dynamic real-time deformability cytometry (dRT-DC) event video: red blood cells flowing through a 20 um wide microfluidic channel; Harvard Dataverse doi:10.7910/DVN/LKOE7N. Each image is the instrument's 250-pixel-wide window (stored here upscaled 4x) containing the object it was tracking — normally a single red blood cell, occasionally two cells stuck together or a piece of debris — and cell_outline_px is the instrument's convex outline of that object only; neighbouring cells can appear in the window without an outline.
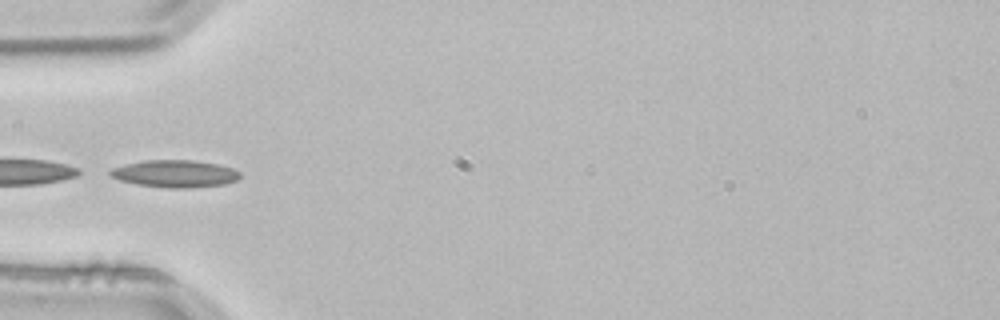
{"species": "common noctule bat (a hibernating species)", "species_latin": "Nyctalus noctula", "temperature_condition": "room temperature", "stored_images_in_passage": 3, "camera_frame_rate_fps": 3000, "um_per_image_px": 0.085, "animal": {"sex": "male", "body_mass_g": 21.5, "forearm_length_mm": 52.0}, "frame": {"image": 1, "passage_image": 3, "time_ms": 0.667, "image_size_px": [1000, 320], "cell_outline_px": [[240, 176], [236, 180], [224, 184], [188, 188], [168, 188], [136, 184], [120, 180], [112, 176], [108, 172], [112, 168], [124, 164], [144, 160], [192, 160], [216, 164], [232, 168], [240, 172]], "centroid_in_image_um": [14.85, 14.76], "position_along_channel_um": 70.2, "area_um2": 20.52}}